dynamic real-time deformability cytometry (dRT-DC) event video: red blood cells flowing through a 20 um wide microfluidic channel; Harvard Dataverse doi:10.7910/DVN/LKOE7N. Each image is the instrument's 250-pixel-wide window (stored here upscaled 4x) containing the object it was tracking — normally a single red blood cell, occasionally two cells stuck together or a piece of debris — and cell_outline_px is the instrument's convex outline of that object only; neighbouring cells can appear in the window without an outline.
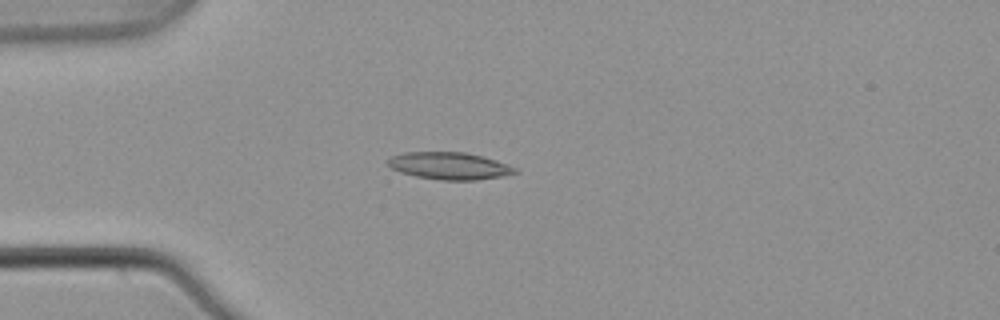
{"species": "common noctule bat (a hibernating species)", "species_latin": "Nyctalus noctula", "temperature_condition": "warm", "stored_images_in_passage": 2, "camera_frame_rate_fps": 3000, "um_per_image_px": 0.085, "animal": {"sex": "male", "body_mass_g": 21.5, "forearm_length_mm": 52.0}, "frame": {"image": 1, "passage_image": 2, "time_ms": 0.333, "image_size_px": [1000, 320], "cell_outline_px": [[520, 172], [500, 176], [476, 180], [444, 180], [416, 176], [400, 172], [392, 168], [388, 164], [388, 160], [392, 156], [404, 152], [464, 152], [496, 160], [516, 168]], "centroid_in_image_um": [38.2, 14.09], "position_along_channel_um": 46.8, "area_um2": 19.88}}